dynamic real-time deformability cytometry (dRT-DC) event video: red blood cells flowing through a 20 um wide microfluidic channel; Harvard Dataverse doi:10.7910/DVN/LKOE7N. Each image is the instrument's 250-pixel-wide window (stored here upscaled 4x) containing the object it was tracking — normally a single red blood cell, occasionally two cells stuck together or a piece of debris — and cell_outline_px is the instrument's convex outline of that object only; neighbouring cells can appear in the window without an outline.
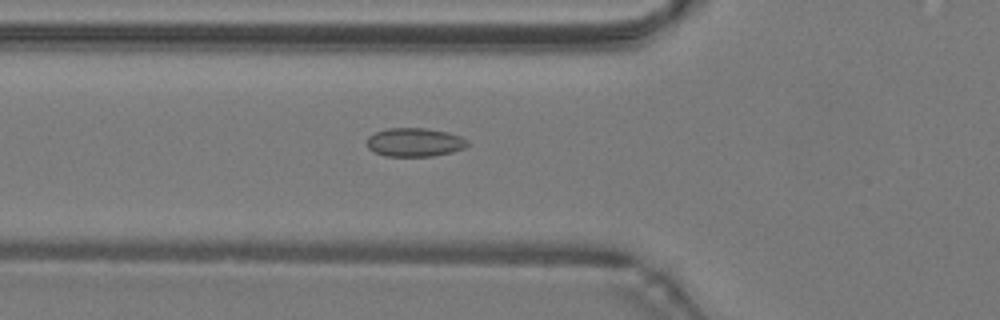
{"species": "common noctule bat (a hibernating species)", "species_latin": "Nyctalus noctula", "temperature_condition": "warm", "stored_images_in_passage": 47, "camera_frame_rate_fps": 3000, "um_per_image_px": 0.085, "animal": {"sex": "male", "body_mass_g": 19.2, "forearm_length_mm": 51.8}, "frame": {"image": 1, "passage_image": 16, "time_ms": 5.0, "image_size_px": [1000, 320], "cell_outline_px": [[468, 144], [464, 148], [452, 152], [432, 156], [384, 156], [368, 148], [368, 136], [376, 132], [388, 128], [424, 128], [448, 132], [460, 136], [468, 140]], "centroid_in_image_um": [35.26, 12.09], "position_along_channel_um": 90.5, "area_um2": 16.7}}
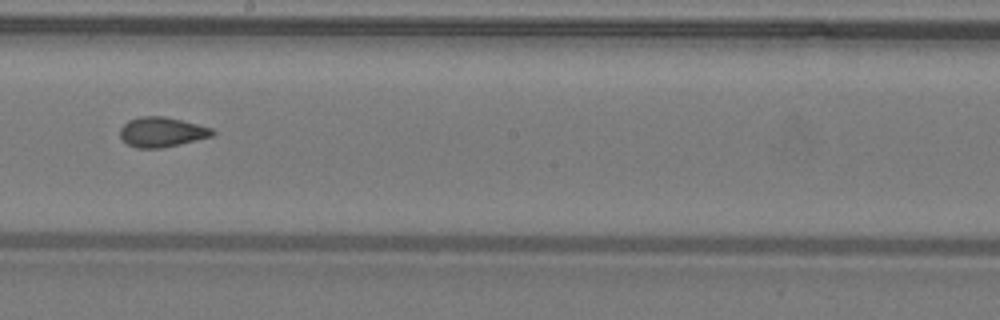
{"frame": {"image": 2, "passage_image": 26, "time_ms": 8.333, "image_size_px": [1000, 320], "cell_outline_px": [[216, 132], [212, 136], [180, 144], [160, 148], [136, 148], [128, 144], [120, 136], [120, 128], [128, 120], [140, 116], [164, 116], [212, 128]], "centroid_in_image_um": [13.74, 11.22], "position_along_channel_um": 234.5, "area_um2": 15.95}}
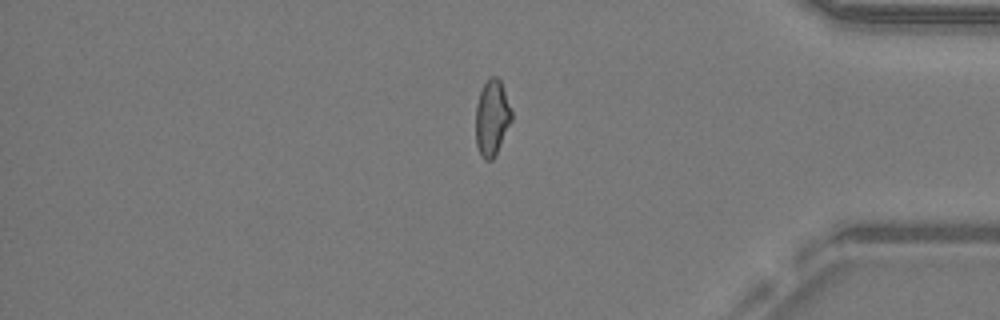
{"frame": {"image": 3, "passage_image": 39, "time_ms": 12.667, "image_size_px": [1000, 320], "cell_outline_px": [[512, 120], [492, 160], [484, 160], [480, 156], [476, 144], [476, 104], [480, 92], [488, 76], [496, 76], [500, 80], [512, 112]], "centroid_in_image_um": [41.8, 10.0], "position_along_channel_um": 393.4, "area_um2": 15.72}, "authors_computed_cell_mechanics": {"area_um2": 16.5308, "velocity_mm_per_s": 4.315, "shape_relaxation_time_tau1_ms": null, "shape_relaxation_time_tau2_ms": 1.2725, "deformation_change_tau1": null, "deformation_change_tau2": 0.0703}}